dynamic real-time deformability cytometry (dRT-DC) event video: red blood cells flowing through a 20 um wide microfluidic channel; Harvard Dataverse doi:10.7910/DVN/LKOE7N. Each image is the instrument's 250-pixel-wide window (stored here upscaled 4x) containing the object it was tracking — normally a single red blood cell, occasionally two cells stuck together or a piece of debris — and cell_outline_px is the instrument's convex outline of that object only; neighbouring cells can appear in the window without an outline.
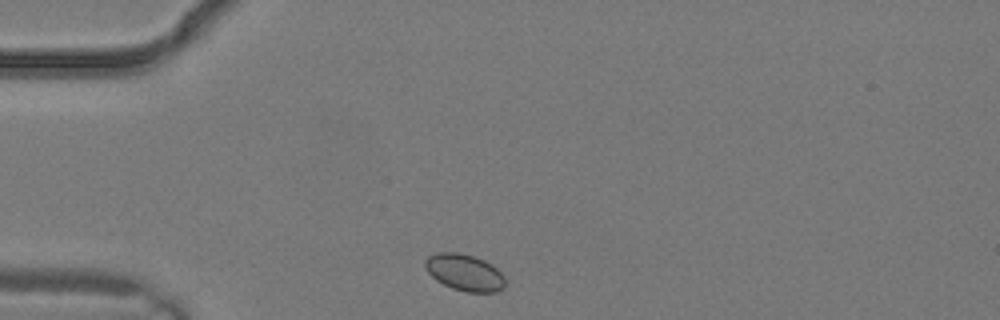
{"species": "common noctule bat (a hibernating species)", "species_latin": "Nyctalus noctula", "temperature_condition": "warm", "stored_images_in_passage": 1, "camera_frame_rate_fps": 3000, "um_per_image_px": 0.085, "animal": {"sex": "male", "body_mass_g": 19.2, "forearm_length_mm": 51.8}, "frame": {"image": 1, "passage_image": 1, "time_ms": 0.0, "image_size_px": [1000, 320], "cell_outline_px": [[504, 288], [496, 292], [468, 292], [452, 288], [436, 280], [424, 268], [424, 260], [428, 256], [436, 252], [460, 252], [484, 260], [496, 268], [504, 276]], "centroid_in_image_um": [39.46, 23.15], "position_along_channel_um": 45.5, "area_um2": 17.11}}